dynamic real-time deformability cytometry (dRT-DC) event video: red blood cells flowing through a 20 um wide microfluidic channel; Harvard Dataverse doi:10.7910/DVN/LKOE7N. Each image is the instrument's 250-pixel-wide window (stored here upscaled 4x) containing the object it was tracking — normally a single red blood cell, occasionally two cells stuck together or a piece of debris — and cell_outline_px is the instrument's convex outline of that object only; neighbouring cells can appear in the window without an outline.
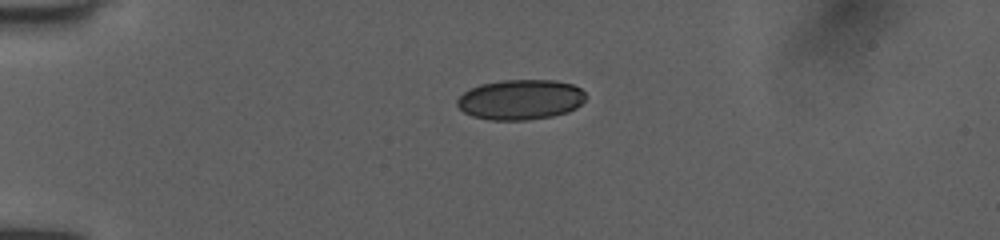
{"species": "human", "species_latin": "Homo sapiens", "temperature_condition": "room temperature", "stored_images_in_passage": 39, "camera_frame_rate_fps": 3000, "um_per_image_px": 0.085, "donor": {"sex": "female"}, "frame": {"image": 1, "passage_image": 1, "time_ms": 0.0, "image_size_px": [1000, 240], "cell_outline_px": [[588, 96], [576, 108], [568, 112], [552, 116], [528, 120], [488, 120], [472, 116], [464, 112], [456, 104], [456, 100], [464, 92], [480, 84], [500, 80], [556, 80], [572, 84], [580, 88]], "centroid_in_image_um": [44.25, 8.46], "position_along_channel_um": 40.8, "area_um2": 30.29}}
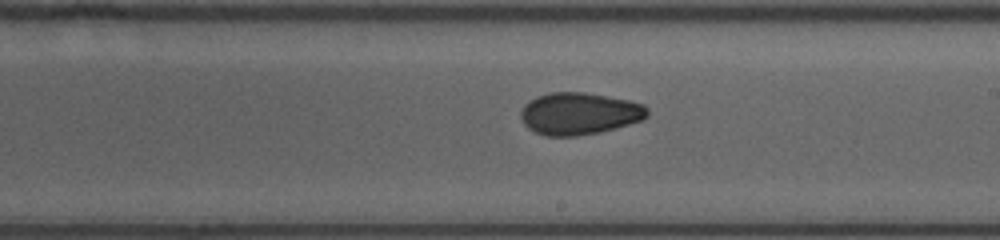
{"frame": {"image": 2, "passage_image": 19, "time_ms": 6.0, "image_size_px": [1000, 240], "cell_outline_px": [[648, 116], [644, 120], [600, 132], [576, 136], [548, 136], [536, 132], [528, 128], [524, 124], [520, 116], [520, 112], [524, 104], [536, 96], [552, 92], [584, 92], [628, 100], [644, 104], [648, 108]], "centroid_in_image_um": [49.24, 9.65], "position_along_channel_um": 239.8, "area_um2": 31.15}}
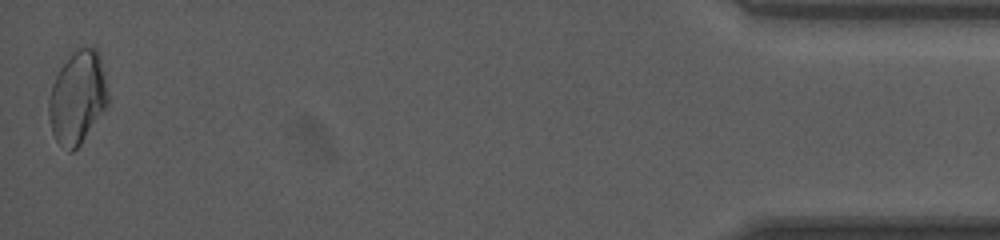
{"frame": {"image": 3, "passage_image": 39, "time_ms": 12.667, "image_size_px": [1000, 240], "cell_outline_px": [[108, 108], [80, 144], [72, 152], [68, 152], [56, 140], [52, 132], [48, 116], [48, 100], [52, 84], [60, 68], [80, 48], [96, 48], [100, 52], [104, 72], [108, 96]], "centroid_in_image_um": [6.6, 8.34], "position_along_channel_um": 428.6, "area_um2": 31.96}, "authors_computed_cell_mechanics": {"area_um2": 30.5762, "velocity_mm_per_s": 4.051, "shape_relaxation_time_tau1_ms": 4.5874, "shape_relaxation_time_tau2_ms": 2.3167, "deformation_change_tau1": 0.0935, "deformation_change_tau2": 0.0597}}